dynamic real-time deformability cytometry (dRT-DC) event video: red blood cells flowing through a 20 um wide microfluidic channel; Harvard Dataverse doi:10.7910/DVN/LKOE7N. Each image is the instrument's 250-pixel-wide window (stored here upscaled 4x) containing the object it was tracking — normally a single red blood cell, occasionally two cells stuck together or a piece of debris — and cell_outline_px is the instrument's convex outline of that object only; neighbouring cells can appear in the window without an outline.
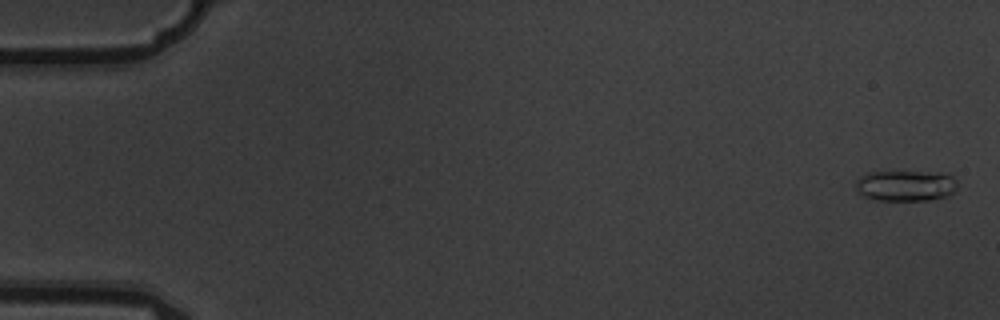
{"species": "common noctule bat (a hibernating species)", "species_latin": "Nyctalus noctula", "temperature_condition": "warm", "stored_images_in_passage": 6, "camera_frame_rate_fps": 3000, "um_per_image_px": 0.085, "animal": {"sex": "male", "body_mass_g": 19.5, "forearm_length_mm": 54.6}, "frame": {"image": 1, "passage_image": 1, "time_ms": 0.0, "image_size_px": [1000, 320], "cell_outline_px": [[956, 192], [948, 196], [928, 200], [876, 200], [864, 196], [856, 192], [856, 180], [860, 176], [868, 172], [900, 168], [944, 172], [952, 176], [956, 180]], "centroid_in_image_um": [76.98, 15.71], "position_along_channel_um": 8.0, "area_um2": 19.59}}